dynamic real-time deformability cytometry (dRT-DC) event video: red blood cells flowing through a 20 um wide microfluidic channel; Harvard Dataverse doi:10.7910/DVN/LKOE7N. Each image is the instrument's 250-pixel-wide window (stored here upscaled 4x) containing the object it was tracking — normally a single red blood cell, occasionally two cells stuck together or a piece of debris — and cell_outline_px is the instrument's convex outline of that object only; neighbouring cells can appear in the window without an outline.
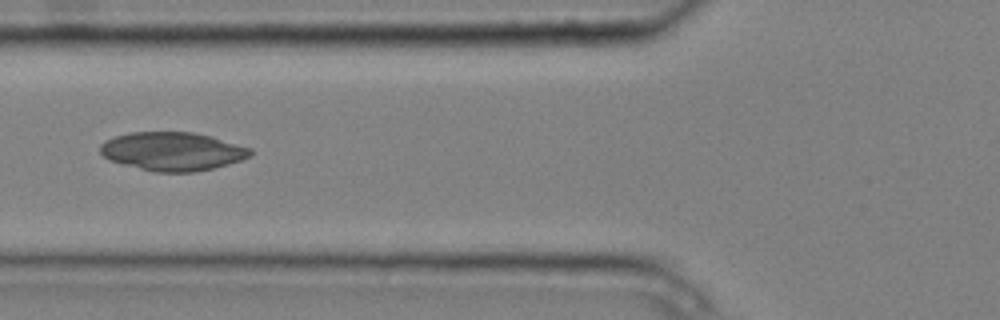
{"species": "common noctule bat (a hibernating species)", "species_latin": "Nyctalus noctula", "temperature_condition": "cold", "stored_images_in_passage": 5, "camera_frame_rate_fps": 3000, "um_per_image_px": 0.085, "animal": {"sex": "male", "body_mass_g": 20.4}, "frame": {"image": 1, "passage_image": 5, "time_ms": 1.333, "image_size_px": [1000, 320], "cell_outline_px": [[252, 156], [228, 164], [212, 168], [192, 172], [156, 172], [108, 160], [100, 152], [100, 144], [104, 140], [128, 132], [192, 132], [212, 136], [252, 148]], "centroid_in_image_um": [14.67, 12.85], "position_along_channel_um": 111.1, "area_um2": 33.7}}